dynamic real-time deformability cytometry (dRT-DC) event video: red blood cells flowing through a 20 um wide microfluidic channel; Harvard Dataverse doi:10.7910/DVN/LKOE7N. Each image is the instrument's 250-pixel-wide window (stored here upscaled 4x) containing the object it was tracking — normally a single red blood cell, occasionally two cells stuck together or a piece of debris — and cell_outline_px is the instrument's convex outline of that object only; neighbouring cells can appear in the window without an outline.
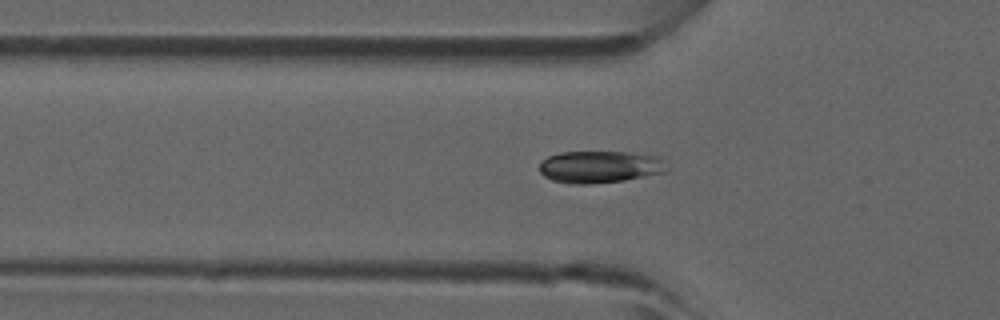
{"species": "common noctule bat (a hibernating species)", "species_latin": "Nyctalus noctula", "temperature_condition": "room temperature", "stored_images_in_passage": 27, "camera_frame_rate_fps": 3000, "um_per_image_px": 0.085, "animal": {"sex": "male", "forearm_length_mm": 52.5}, "frame": {"image": 1, "passage_image": 2, "time_ms": 0.333, "image_size_px": [1000, 320], "cell_outline_px": [[668, 172], [624, 180], [592, 184], [568, 184], [552, 180], [544, 176], [540, 172], [540, 160], [548, 156], [560, 152], [628, 152], [652, 156], [660, 160]], "centroid_in_image_um": [50.9, 14.19], "position_along_channel_um": 74.9, "area_um2": 23.7}}
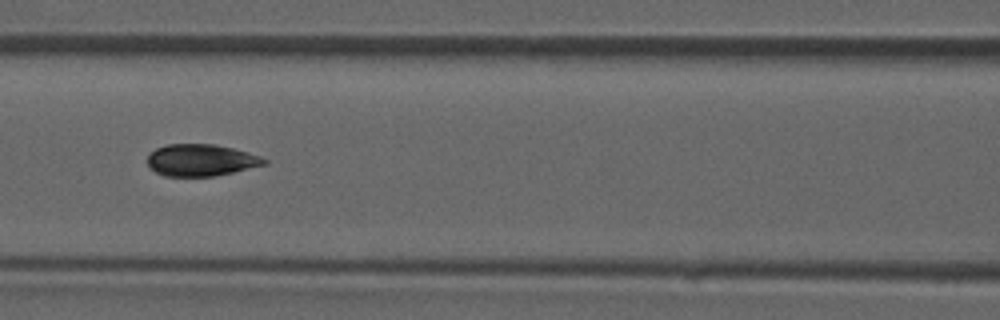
{"frame": {"image": 2, "passage_image": 7, "time_ms": 2.0, "image_size_px": [1000, 320], "cell_outline_px": [[268, 164], [216, 176], [164, 176], [156, 172], [148, 164], [148, 156], [156, 148], [168, 144], [216, 144], [248, 152], [260, 156], [268, 160]], "centroid_in_image_um": [17.12, 13.61], "position_along_channel_um": 149.5, "area_um2": 21.68}}
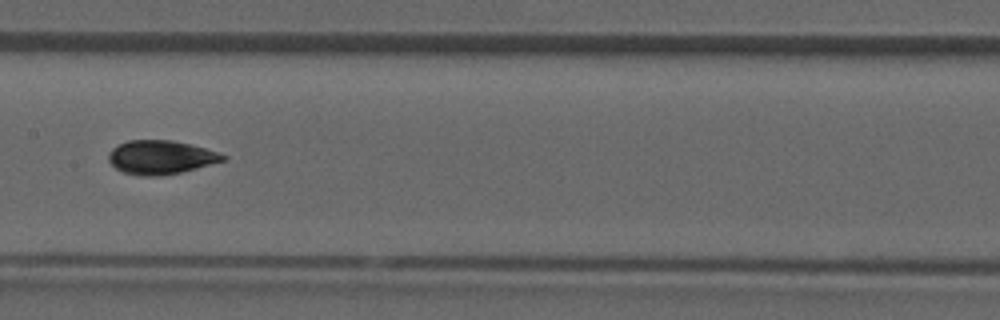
{"frame": {"image": 3, "passage_image": 10, "time_ms": 3.0, "image_size_px": [1000, 320], "cell_outline_px": [[228, 160], [180, 172], [160, 176], [140, 176], [124, 172], [116, 168], [108, 160], [108, 156], [112, 148], [128, 140], [172, 140], [204, 148], [228, 156]], "centroid_in_image_um": [13.67, 13.37], "position_along_channel_um": 193.7, "area_um2": 22.37}}